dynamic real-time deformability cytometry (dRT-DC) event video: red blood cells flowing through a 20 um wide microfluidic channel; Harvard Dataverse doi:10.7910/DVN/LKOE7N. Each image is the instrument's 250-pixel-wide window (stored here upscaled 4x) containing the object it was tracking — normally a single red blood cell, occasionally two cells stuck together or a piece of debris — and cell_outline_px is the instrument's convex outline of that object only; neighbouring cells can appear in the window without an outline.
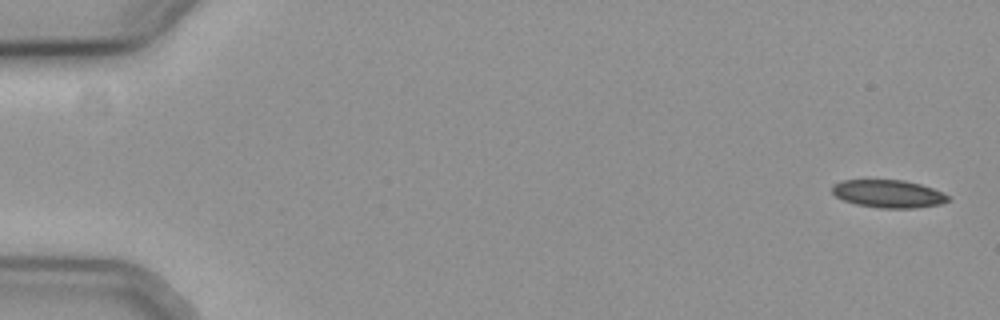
{"species": "common noctule bat (a hibernating species)", "species_latin": "Nyctalus noctula", "temperature_condition": "cold", "stored_images_in_passage": 7, "camera_frame_rate_fps": 3000, "um_per_image_px": 0.085, "animal": {"sex": "female", "body_mass_g": 19.3, "forearm_length_mm": 54.1}, "frame": {"image": 1, "passage_image": 1, "time_ms": 0.0, "image_size_px": [1000, 320], "cell_outline_px": [[948, 200], [940, 204], [916, 208], [880, 208], [856, 204], [844, 200], [836, 196], [832, 192], [832, 184], [844, 180], [904, 180], [920, 184], [932, 188], [948, 196]], "centroid_in_image_um": [75.48, 16.47], "position_along_channel_um": 9.5, "area_um2": 18.61}}